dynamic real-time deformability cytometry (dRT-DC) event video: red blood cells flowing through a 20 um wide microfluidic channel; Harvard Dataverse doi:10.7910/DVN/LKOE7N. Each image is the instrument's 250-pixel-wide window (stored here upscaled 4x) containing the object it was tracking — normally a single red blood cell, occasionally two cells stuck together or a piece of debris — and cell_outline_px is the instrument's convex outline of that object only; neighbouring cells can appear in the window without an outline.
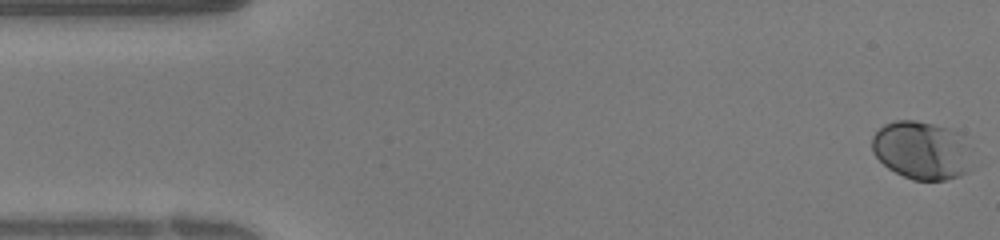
{"species": "human", "species_latin": "Homo sapiens", "temperature_condition": "warm", "stored_images_in_passage": 39, "camera_frame_rate_fps": 3000, "um_per_image_px": 0.085, "donor": {"sex": "female"}, "frame": {"image": 1, "passage_image": 1, "time_ms": 0.0, "image_size_px": [1000, 240], "cell_outline_px": [[972, 148], [968, 168], [960, 176], [944, 180], [912, 180], [888, 168], [872, 152], [872, 136], [884, 124], [896, 120], [916, 120], [948, 128], [956, 132]], "centroid_in_image_um": [78.33, 12.77], "position_along_channel_um": 6.7, "area_um2": 33.81}}
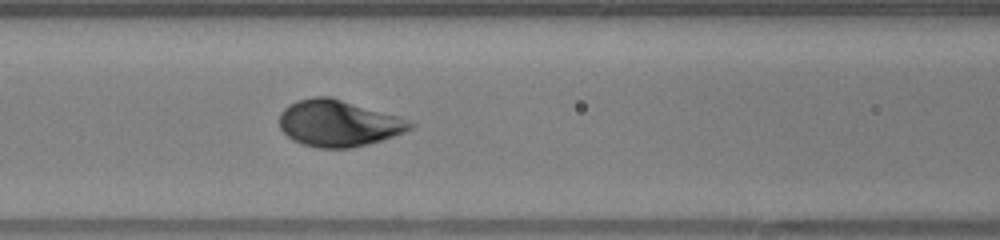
{"frame": {"image": 2, "passage_image": 16, "time_ms": 5.0, "image_size_px": [1000, 240], "cell_outline_px": [[416, 124], [412, 128], [404, 132], [368, 144], [352, 148], [316, 148], [292, 140], [280, 128], [280, 112], [288, 104], [296, 100], [312, 96], [328, 96], [400, 116]], "centroid_in_image_um": [28.75, 10.47], "position_along_channel_um": 137.8, "area_um2": 35.43}}
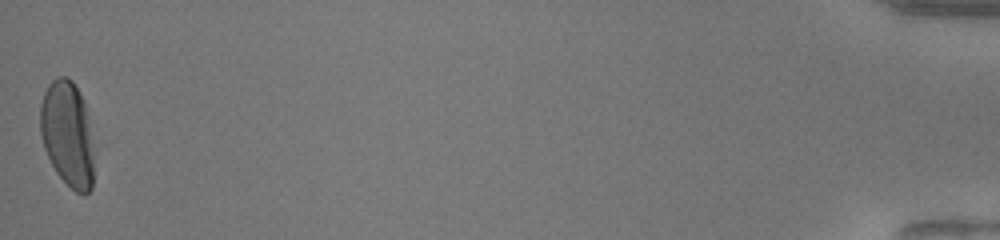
{"frame": {"image": 3, "passage_image": 39, "time_ms": 12.667, "image_size_px": [1000, 240], "cell_outline_px": [[92, 188], [84, 196], [76, 192], [56, 172], [44, 148], [40, 132], [40, 104], [44, 92], [48, 84], [56, 76], [68, 76], [72, 80], [80, 92], [84, 100], [88, 124], [92, 152]], "centroid_in_image_um": [5.7, 11.34], "position_along_channel_um": 429.5, "area_um2": 32.71}}